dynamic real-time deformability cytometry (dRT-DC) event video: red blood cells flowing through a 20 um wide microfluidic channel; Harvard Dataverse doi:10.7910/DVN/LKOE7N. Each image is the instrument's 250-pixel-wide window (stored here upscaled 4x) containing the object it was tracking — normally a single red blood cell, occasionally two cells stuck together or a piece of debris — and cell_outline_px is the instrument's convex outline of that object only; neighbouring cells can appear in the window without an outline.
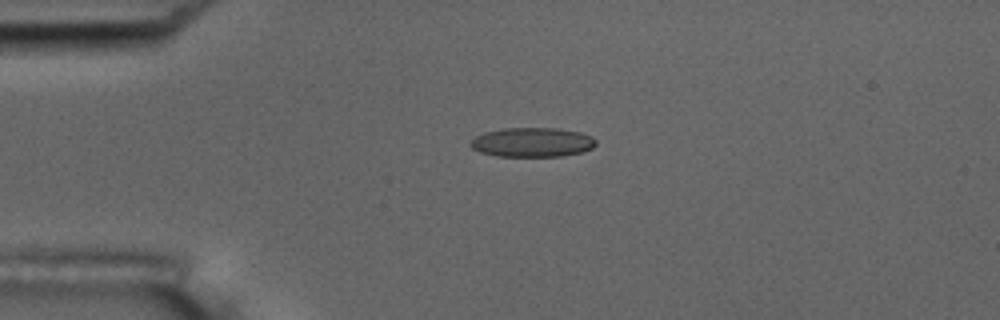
{"species": "common noctule bat (a hibernating species)", "species_latin": "Nyctalus noctula", "temperature_condition": "room temperature", "stored_images_in_passage": 3, "camera_frame_rate_fps": 3000, "um_per_image_px": 0.085, "animal": {"sex": "male", "body_mass_g": 17.5, "forearm_length_mm": 52.3}, "frame": {"image": 1, "passage_image": 3, "time_ms": 2.333, "image_size_px": [1000, 320], "cell_outline_px": [[596, 144], [592, 148], [584, 152], [564, 156], [496, 156], [480, 152], [472, 148], [468, 144], [476, 136], [484, 132], [504, 128], [556, 128], [580, 132], [592, 136], [596, 140]], "centroid_in_image_um": [45.26, 12.09], "position_along_channel_um": 39.7, "area_um2": 21.62}}